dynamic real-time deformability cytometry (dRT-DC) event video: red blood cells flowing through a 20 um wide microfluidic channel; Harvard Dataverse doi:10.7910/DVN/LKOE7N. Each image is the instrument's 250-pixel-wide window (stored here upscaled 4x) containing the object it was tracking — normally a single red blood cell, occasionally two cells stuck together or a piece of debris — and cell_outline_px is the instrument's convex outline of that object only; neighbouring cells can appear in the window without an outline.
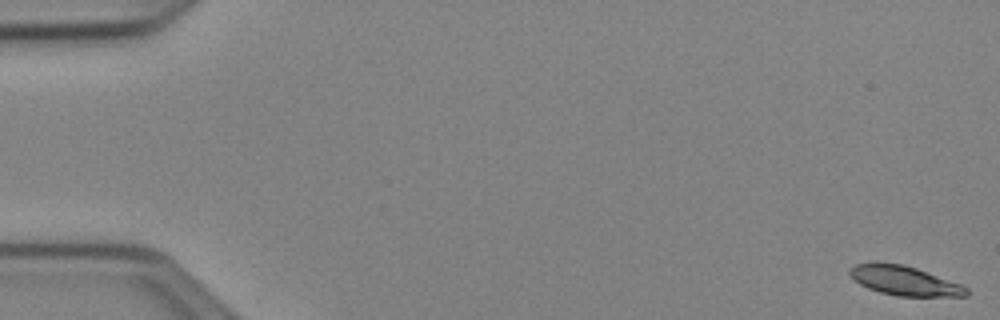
{"species": "Egyptian fruit bat (a non-hibernating species)", "species_latin": "Rousettus aegyptiacus", "temperature_condition": "cold", "stored_images_in_passage": 53, "camera_frame_rate_fps": 3000, "um_per_image_px": 0.085, "animal": {"sex": "female"}, "frame": {"image": 1, "passage_image": 1, "time_ms": 0.0, "image_size_px": [1000, 320], "cell_outline_px": [[968, 296], [896, 296], [880, 292], [868, 288], [860, 284], [848, 272], [856, 264], [904, 264], [964, 284], [968, 288]], "centroid_in_image_um": [76.98, 23.89], "position_along_channel_um": 8.0, "area_um2": 19.65}}
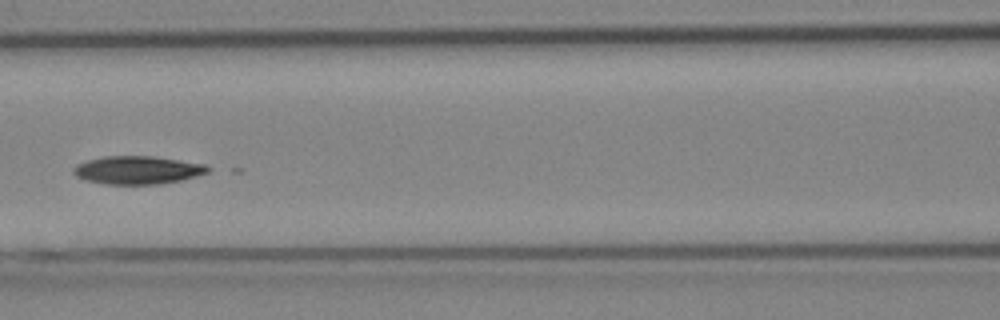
{"frame": {"image": 2, "passage_image": 25, "time_ms": 8.0, "image_size_px": [1000, 320], "cell_outline_px": [[212, 168], [208, 172], [196, 176], [180, 180], [160, 184], [104, 184], [84, 180], [76, 176], [72, 172], [72, 168], [76, 164], [88, 160], [104, 156], [152, 156], [204, 164]], "centroid_in_image_um": [11.65, 14.46], "position_along_channel_um": 154.9, "area_um2": 22.02}}
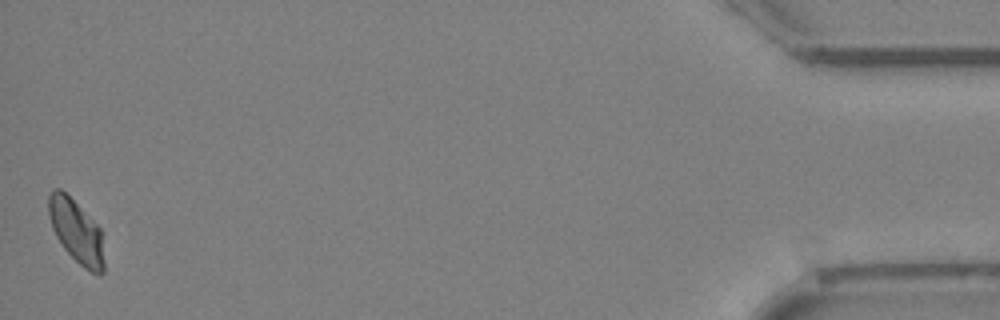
{"frame": {"image": 3, "passage_image": 53, "time_ms": 17.333, "image_size_px": [1000, 320], "cell_outline_px": [[104, 272], [100, 276], [84, 268], [64, 248], [56, 236], [52, 228], [48, 216], [48, 196], [52, 188], [60, 188], [100, 228], [104, 264]], "centroid_in_image_um": [6.46, 19.67], "position_along_channel_um": 428.7, "area_um2": 20.11}}